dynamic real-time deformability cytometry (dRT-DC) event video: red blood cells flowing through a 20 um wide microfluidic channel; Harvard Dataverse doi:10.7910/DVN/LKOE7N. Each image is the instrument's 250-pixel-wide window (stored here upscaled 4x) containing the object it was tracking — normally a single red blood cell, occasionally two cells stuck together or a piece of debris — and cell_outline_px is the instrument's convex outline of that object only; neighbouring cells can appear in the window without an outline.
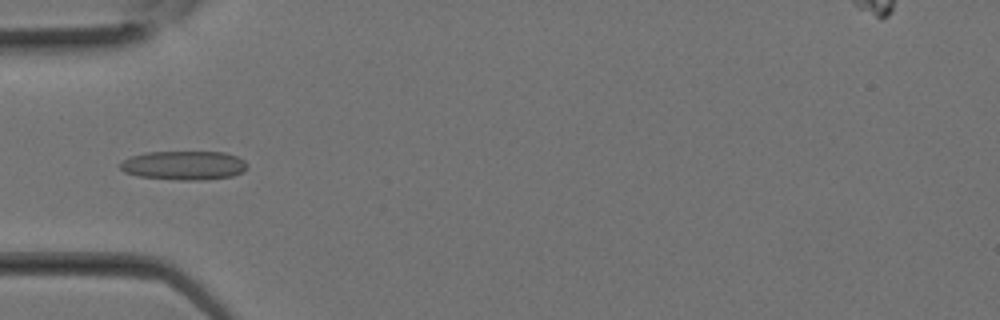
{"species": "Egyptian fruit bat (a non-hibernating species)", "species_latin": "Rousettus aegyptiacus", "temperature_condition": "room temperature", "stored_images_in_passage": 26, "camera_frame_rate_fps": 3000, "um_per_image_px": 0.085, "animal": {"sex": "female"}, "frame": {"image": 1, "passage_image": 8, "time_ms": 2.333, "image_size_px": [1000, 320], "cell_outline_px": [[248, 168], [244, 172], [232, 176], [204, 180], [180, 180], [140, 176], [124, 172], [120, 168], [120, 164], [124, 160], [132, 156], [148, 152], [224, 152], [236, 156], [244, 160], [248, 164]], "centroid_in_image_um": [15.69, 14.06], "position_along_channel_um": 69.3, "area_um2": 21.44}}
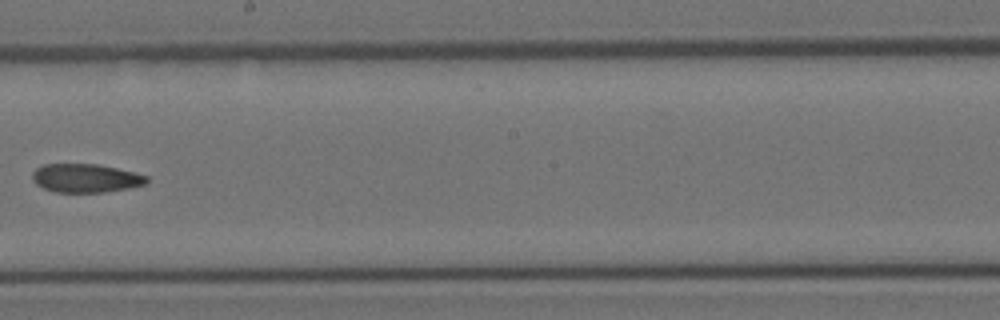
{"frame": {"image": 2, "passage_image": 15, "time_ms": 4.667, "image_size_px": [1000, 320], "cell_outline_px": [[148, 180], [144, 184], [128, 188], [104, 192], [56, 192], [44, 188], [36, 184], [32, 180], [32, 172], [36, 168], [44, 164], [96, 164], [116, 168], [148, 176]], "centroid_in_image_um": [7.24, 15.14], "position_along_channel_um": 241.0, "area_um2": 18.9}}
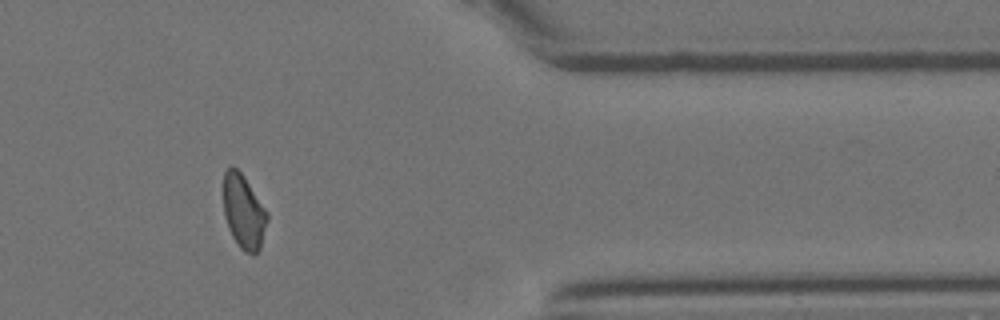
{"frame": {"image": 3, "passage_image": 22, "time_ms": 7.0, "image_size_px": [1000, 320], "cell_outline_px": [[268, 220], [260, 248], [252, 256], [244, 252], [240, 248], [232, 236], [228, 228], [224, 216], [224, 172], [232, 164], [240, 172], [268, 212]], "centroid_in_image_um": [20.71, 18.03], "position_along_channel_um": 390.7, "area_um2": 18.84}}